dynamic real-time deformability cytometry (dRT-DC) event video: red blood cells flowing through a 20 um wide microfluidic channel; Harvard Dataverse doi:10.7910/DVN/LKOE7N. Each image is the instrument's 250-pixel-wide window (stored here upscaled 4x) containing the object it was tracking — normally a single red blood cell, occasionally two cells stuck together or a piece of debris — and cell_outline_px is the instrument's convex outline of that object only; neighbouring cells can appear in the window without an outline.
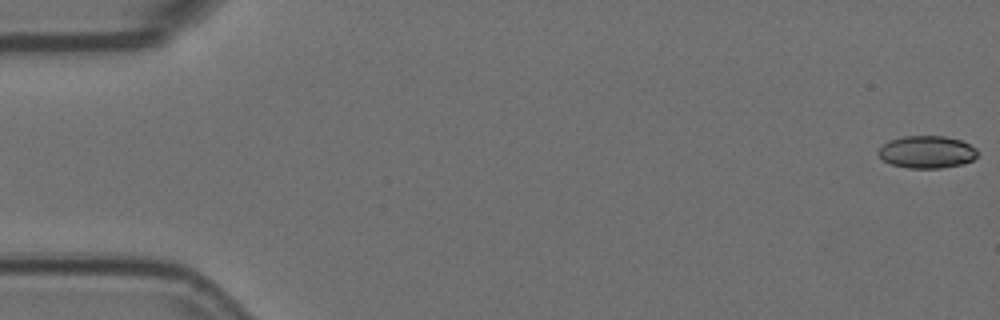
{"species": "Egyptian fruit bat (a non-hibernating species)", "species_latin": "Rousettus aegyptiacus", "temperature_condition": "room temperature", "stored_images_in_passage": 54, "camera_frame_rate_fps": 3000, "um_per_image_px": 0.085, "animal": {"sex": "female"}, "frame": {"image": 1, "passage_image": 1, "time_ms": 0.0, "image_size_px": [1000, 320], "cell_outline_px": [[976, 156], [972, 160], [964, 164], [940, 168], [908, 168], [892, 164], [884, 160], [876, 152], [888, 140], [904, 136], [944, 136], [960, 140], [976, 148]], "centroid_in_image_um": [78.77, 12.92], "position_along_channel_um": 6.2, "area_um2": 18.61}}
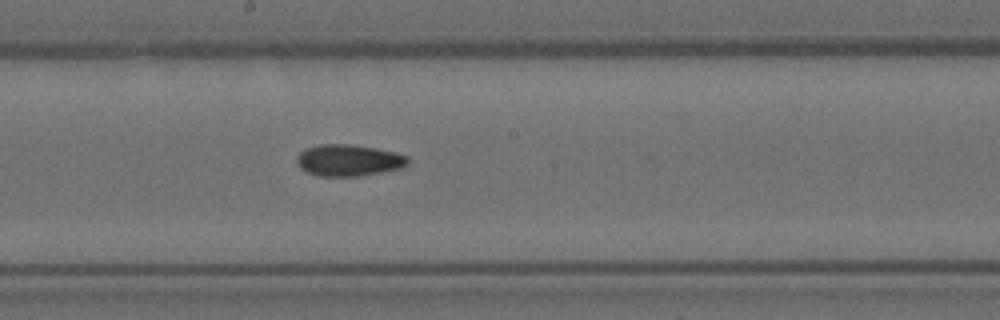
{"frame": {"image": 2, "passage_image": 31, "time_ms": 10.0, "image_size_px": [1000, 320], "cell_outline_px": [[408, 164], [400, 168], [360, 176], [320, 176], [308, 172], [300, 168], [296, 160], [296, 156], [304, 148], [320, 144], [348, 144], [376, 148], [396, 152], [408, 156]], "centroid_in_image_um": [29.61, 13.61], "position_along_channel_um": 218.6, "area_um2": 20.46}}
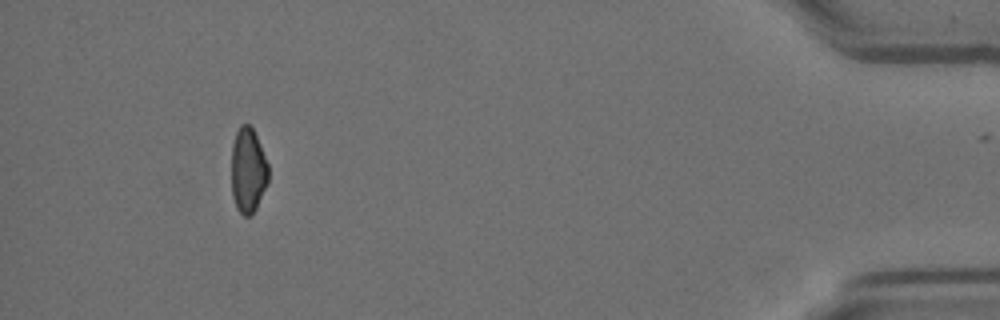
{"frame": {"image": 3, "passage_image": 53, "time_ms": 17.333, "image_size_px": [1000, 320], "cell_outline_px": [[268, 184], [256, 208], [248, 216], [244, 216], [236, 208], [232, 196], [232, 144], [236, 132], [240, 124], [248, 124], [252, 128], [256, 136], [268, 164]], "centroid_in_image_um": [21.08, 14.49], "position_along_channel_um": 414.1, "area_um2": 18.26}, "authors_computed_cell_mechanics": {"area_um2": 19.5075, "velocity_mm_per_s": 3.5967, "shape_relaxation_time_tau1_ms": null, "shape_relaxation_time_tau2_ms": 4.4391, "deformation_change_tau1": null, "deformation_change_tau2": 0.1061}}